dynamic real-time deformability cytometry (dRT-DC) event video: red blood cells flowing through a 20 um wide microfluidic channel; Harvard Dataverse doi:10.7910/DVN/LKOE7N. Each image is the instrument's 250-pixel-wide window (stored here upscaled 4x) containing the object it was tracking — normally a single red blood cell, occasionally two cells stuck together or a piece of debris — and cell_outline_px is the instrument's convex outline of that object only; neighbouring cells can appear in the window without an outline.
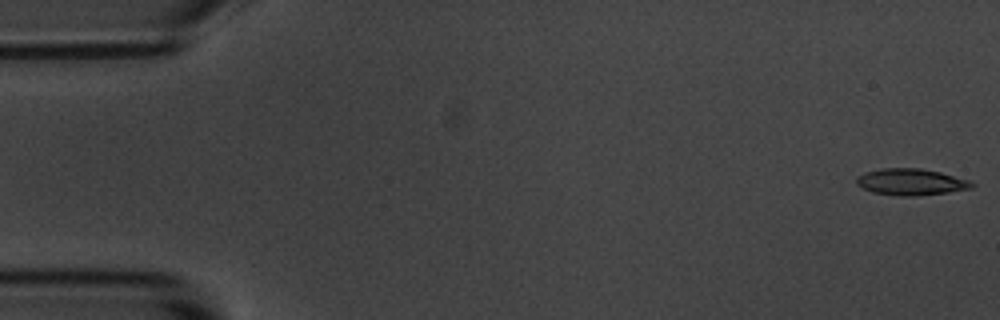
{"species": "common noctule bat (a hibernating species)", "species_latin": "Nyctalus noctula", "temperature_condition": "room temperature", "stored_images_in_passage": 55, "camera_frame_rate_fps": 3000, "um_per_image_px": 0.085, "animal": {"sex": "male", "body_mass_g": 20.1, "forearm_length_mm": 53.5}, "frame": {"image": 1, "passage_image": 1, "time_ms": 0.0, "image_size_px": [1000, 320], "cell_outline_px": [[976, 184], [972, 188], [948, 192], [916, 196], [900, 196], [872, 192], [856, 184], [856, 176], [864, 172], [880, 168], [920, 168], [940, 172], [972, 180]], "centroid_in_image_um": [77.45, 15.46], "position_along_channel_um": 7.6, "area_um2": 18.03}}
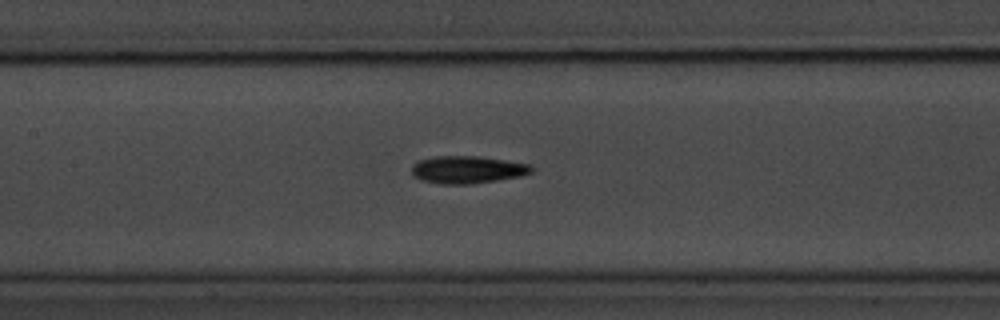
{"frame": {"image": 2, "passage_image": 25, "time_ms": 8.0, "image_size_px": [1000, 320], "cell_outline_px": [[532, 172], [520, 176], [472, 184], [440, 184], [420, 180], [412, 176], [412, 164], [420, 160], [436, 156], [476, 156], [532, 164]], "centroid_in_image_um": [39.7, 14.42], "position_along_channel_um": 167.7, "area_um2": 19.19}}
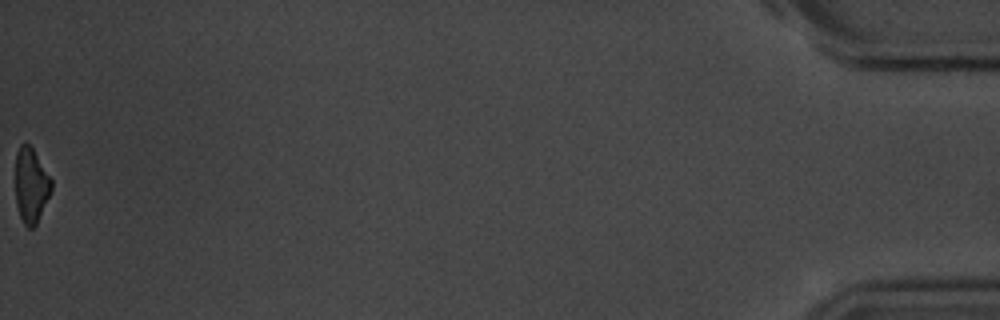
{"frame": {"image": 3, "passage_image": 55, "time_ms": 18.0, "image_size_px": [1000, 320], "cell_outline_px": [[52, 192], [36, 224], [32, 228], [28, 228], [24, 224], [20, 216], [16, 204], [16, 152], [20, 144], [24, 140], [32, 148], [52, 180]], "centroid_in_image_um": [2.64, 15.75], "position_along_channel_um": 432.6, "area_um2": 15.72}, "authors_computed_cell_mechanics": {"area_um2": 17.9758, "velocity_mm_per_s": 3.6654, "shape_relaxation_time_tau1_ms": 2.5947, "shape_relaxation_time_tau2_ms": 9.4245, "deformation_change_tau1": 0.1313, "deformation_change_tau2": 0.2065}}